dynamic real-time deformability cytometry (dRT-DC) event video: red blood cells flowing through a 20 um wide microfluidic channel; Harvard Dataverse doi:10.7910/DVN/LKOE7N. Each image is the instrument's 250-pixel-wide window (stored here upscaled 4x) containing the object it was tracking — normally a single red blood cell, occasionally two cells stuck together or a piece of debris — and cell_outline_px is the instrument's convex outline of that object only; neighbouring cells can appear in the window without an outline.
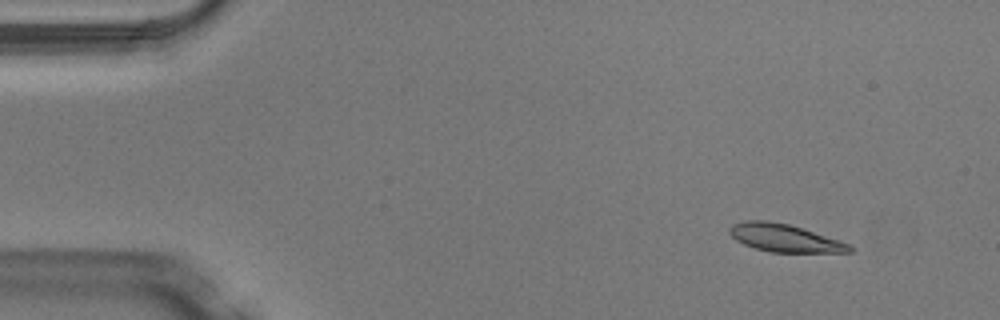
{"species": "Egyptian fruit bat (a non-hibernating species)", "species_latin": "Rousettus aegyptiacus", "temperature_condition": "warm", "stored_images_in_passage": 5, "camera_frame_rate_fps": 3000, "um_per_image_px": 0.085, "animal": {"sex": "male"}, "frame": {"image": 1, "passage_image": 2, "time_ms": 0.333, "image_size_px": [1000, 320], "cell_outline_px": [[856, 248], [852, 252], [772, 252], [756, 248], [744, 244], [736, 240], [728, 232], [728, 228], [732, 224], [744, 220], [768, 220], [788, 224], [804, 228], [852, 244]], "centroid_in_image_um": [66.73, 20.22], "position_along_channel_um": 18.3, "area_um2": 19.65}}